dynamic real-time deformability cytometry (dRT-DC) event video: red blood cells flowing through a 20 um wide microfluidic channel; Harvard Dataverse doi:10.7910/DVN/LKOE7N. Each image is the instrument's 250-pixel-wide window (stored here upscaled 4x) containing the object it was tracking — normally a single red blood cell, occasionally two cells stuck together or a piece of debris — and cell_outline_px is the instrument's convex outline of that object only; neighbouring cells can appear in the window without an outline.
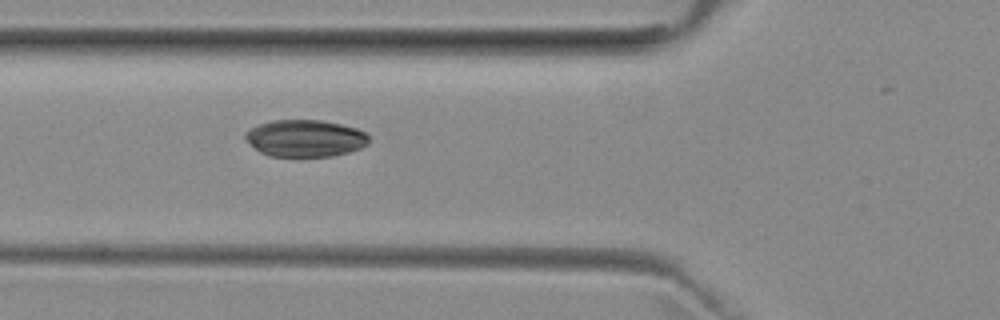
{"species": "common noctule bat (a hibernating species)", "species_latin": "Nyctalus noctula", "temperature_condition": "room temperature", "stored_images_in_passage": 23, "camera_frame_rate_fps": 3000, "um_per_image_px": 0.085, "animal": {"sex": "female", "body_mass_g": 29.2, "forearm_length_mm": 56.3}, "frame": {"image": 1, "passage_image": 19, "time_ms": 6.0, "image_size_px": [1000, 320], "cell_outline_px": [[368, 144], [360, 148], [348, 152], [332, 156], [268, 156], [260, 152], [244, 136], [244, 132], [260, 124], [272, 120], [320, 120], [340, 124], [356, 128], [368, 132]], "centroid_in_image_um": [25.97, 11.75], "position_along_channel_um": 99.8, "area_um2": 26.47}}
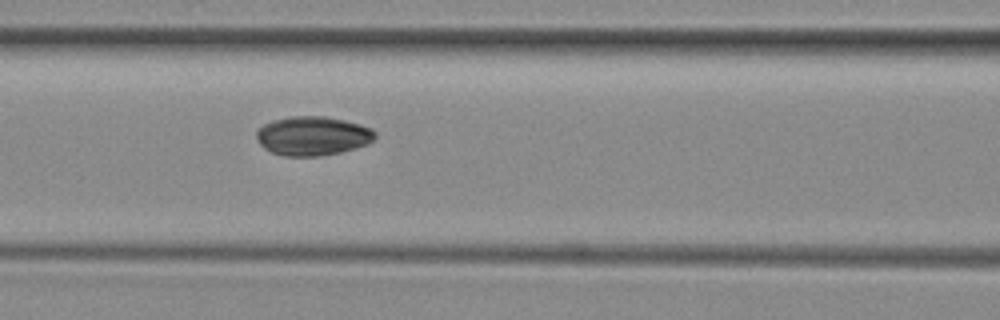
{"frame": {"image": 2, "passage_image": 22, "time_ms": 7.0, "image_size_px": [1000, 320], "cell_outline_px": [[376, 136], [368, 144], [356, 148], [340, 152], [320, 156], [284, 156], [272, 152], [264, 148], [260, 144], [256, 136], [256, 132], [264, 124], [272, 120], [292, 116], [324, 116], [344, 120], [360, 124], [372, 128], [376, 132]], "centroid_in_image_um": [26.59, 11.55], "position_along_channel_um": 140.0, "area_um2": 27.05}}